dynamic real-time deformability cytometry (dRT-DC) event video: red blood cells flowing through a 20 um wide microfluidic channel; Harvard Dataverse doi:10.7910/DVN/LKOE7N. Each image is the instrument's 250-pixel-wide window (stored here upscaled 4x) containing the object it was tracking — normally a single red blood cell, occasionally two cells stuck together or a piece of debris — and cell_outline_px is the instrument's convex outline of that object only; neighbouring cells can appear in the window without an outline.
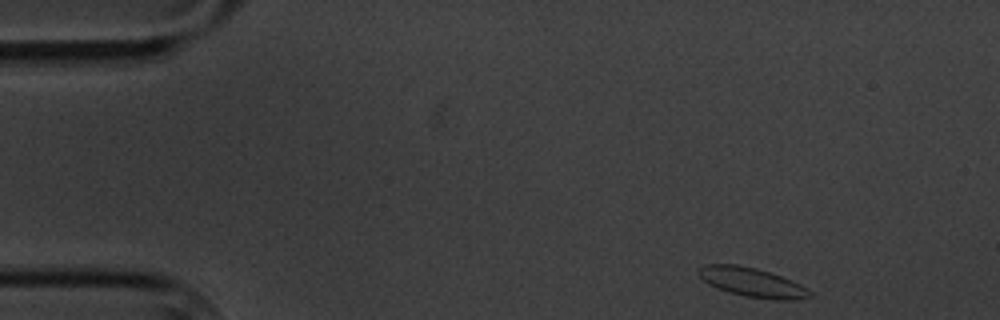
{"species": "common noctule bat (a hibernating species)", "species_latin": "Nyctalus noctula", "temperature_condition": "cold", "stored_images_in_passage": 4, "camera_frame_rate_fps": 3000, "um_per_image_px": 0.085, "animal": {"sex": "male", "body_mass_g": 20.1, "forearm_length_mm": 53.5}, "frame": {"image": 1, "passage_image": 1, "time_ms": 0.0, "image_size_px": [1000, 320], "cell_outline_px": [[812, 296], [796, 300], [776, 300], [744, 296], [728, 292], [716, 288], [708, 284], [696, 272], [696, 268], [704, 264], [736, 264], [756, 268], [792, 280], [808, 288], [812, 292]], "centroid_in_image_um": [63.91, 24.0], "position_along_channel_um": 21.1, "area_um2": 19.13}}